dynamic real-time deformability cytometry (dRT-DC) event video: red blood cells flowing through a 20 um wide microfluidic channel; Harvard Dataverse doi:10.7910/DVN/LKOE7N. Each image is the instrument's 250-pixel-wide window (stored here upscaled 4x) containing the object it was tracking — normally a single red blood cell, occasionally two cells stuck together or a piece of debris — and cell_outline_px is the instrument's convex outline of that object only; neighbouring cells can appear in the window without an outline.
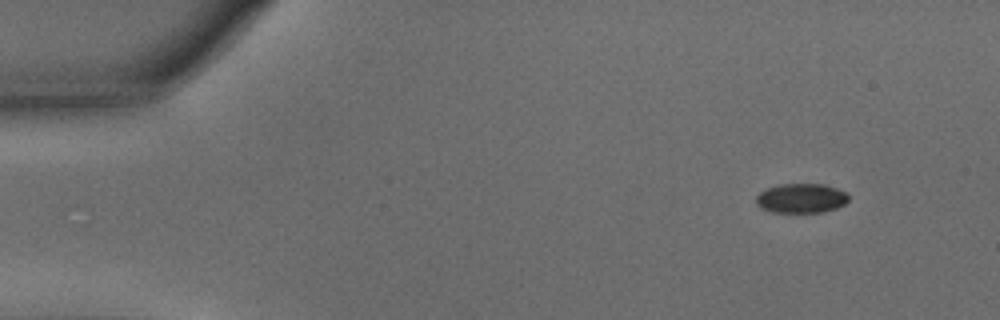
{"species": "common noctule bat (a hibernating species)", "species_latin": "Nyctalus noctula", "temperature_condition": "warm", "stored_images_in_passage": 52, "camera_frame_rate_fps": 3000, "um_per_image_px": 0.085, "animal": {"sex": "male", "body_mass_g": 15.6}, "frame": {"image": 1, "passage_image": 1, "time_ms": 0.0, "image_size_px": [1000, 320], "cell_outline_px": [[848, 200], [844, 204], [836, 208], [824, 212], [772, 212], [760, 208], [756, 204], [756, 196], [760, 192], [776, 184], [824, 184], [848, 192]], "centroid_in_image_um": [68.1, 16.85], "position_along_channel_um": 16.9, "area_um2": 16.01}}
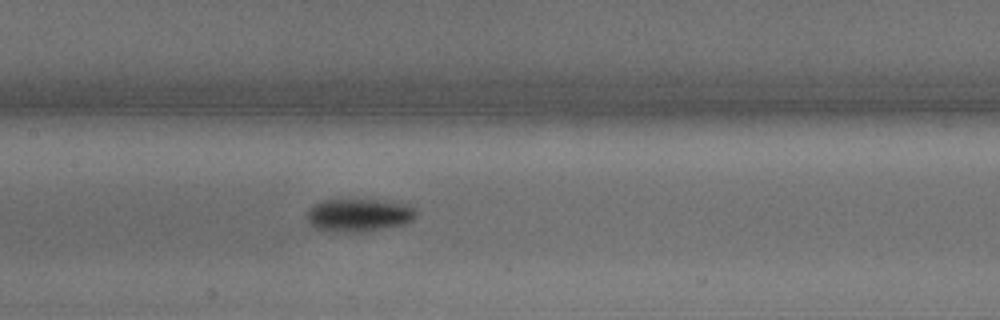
{"frame": {"image": 2, "passage_image": 23, "time_ms": 7.333, "image_size_px": [1000, 320], "cell_outline_px": [[416, 216], [412, 220], [404, 224], [384, 228], [360, 232], [328, 232], [316, 228], [308, 224], [308, 212], [316, 204], [324, 200], [340, 196], [348, 196], [412, 204], [416, 212]], "centroid_in_image_um": [30.5, 18.23], "position_along_channel_um": 176.9, "area_um2": 21.91}}
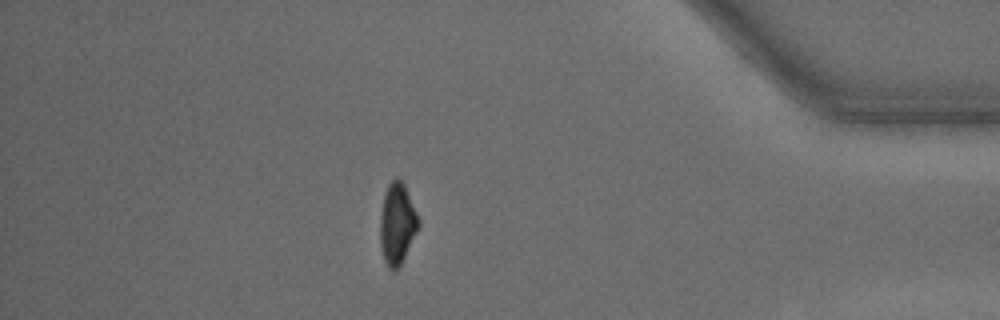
{"frame": {"image": 3, "passage_image": 45, "time_ms": 14.667, "image_size_px": [1000, 320], "cell_outline_px": [[420, 224], [396, 272], [392, 272], [388, 268], [384, 260], [380, 244], [380, 216], [384, 192], [388, 184], [396, 176], [404, 184], [420, 220]], "centroid_in_image_um": [33.74, 19.01], "position_along_channel_um": 401.5, "area_um2": 18.09}, "authors_computed_cell_mechanics": {"area_um2": 18.3804, "velocity_mm_per_s": 3.5804, "shape_relaxation_time_tau1_ms": 2.7003, "shape_relaxation_time_tau2_ms": null, "deformation_change_tau1": 0.1622, "deformation_change_tau2": null}}